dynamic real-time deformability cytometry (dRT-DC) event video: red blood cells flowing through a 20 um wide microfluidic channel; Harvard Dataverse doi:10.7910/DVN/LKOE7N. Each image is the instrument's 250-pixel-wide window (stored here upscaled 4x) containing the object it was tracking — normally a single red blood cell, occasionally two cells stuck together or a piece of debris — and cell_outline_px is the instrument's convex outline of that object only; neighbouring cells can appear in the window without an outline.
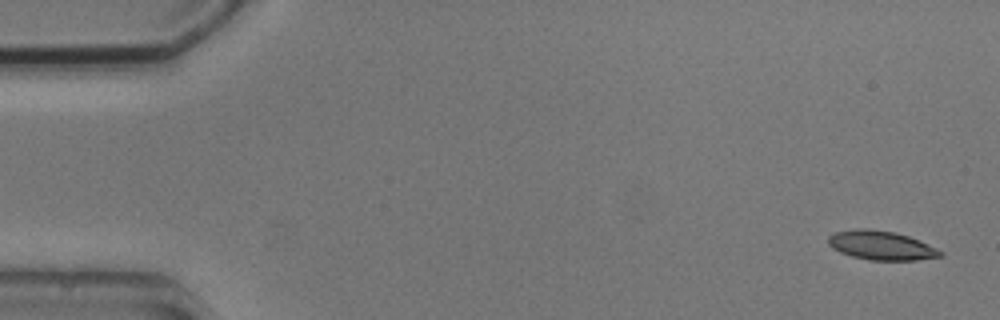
{"species": "common noctule bat (a hibernating species)", "species_latin": "Nyctalus noctula", "temperature_condition": "cold", "stored_images_in_passage": 6, "segment_of_instrument_passage": [1, 2], "camera_frame_rate_fps": 3000, "um_per_image_px": 0.085, "animal": {"sex": "male", "body_mass_g": 20.5, "forearm_length_mm": 52.5}, "frame": {"image": 1, "passage_image": 1, "time_ms": 0.0, "image_size_px": [1000, 320], "cell_outline_px": [[944, 256], [916, 260], [868, 260], [852, 256], [840, 252], [832, 248], [828, 244], [828, 236], [836, 232], [856, 228], [864, 228], [896, 232], [908, 236], [936, 248], [944, 252]], "centroid_in_image_um": [74.89, 20.86], "position_along_channel_um": 10.1, "area_um2": 18.96}}
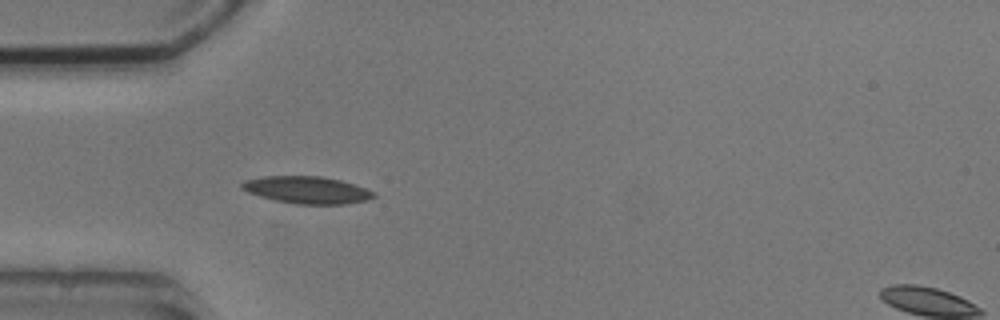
{"frame": {"image": 2, "passage_image": 5, "time_ms": 4.667, "image_size_px": [1000, 320], "cell_outline_px": [[376, 196], [368, 200], [344, 204], [296, 204], [276, 200], [260, 196], [248, 192], [240, 188], [240, 184], [244, 180], [264, 176], [320, 176], [340, 180], [376, 192]], "centroid_in_image_um": [26.08, 16.14], "position_along_channel_um": 58.9, "area_um2": 20.81}}